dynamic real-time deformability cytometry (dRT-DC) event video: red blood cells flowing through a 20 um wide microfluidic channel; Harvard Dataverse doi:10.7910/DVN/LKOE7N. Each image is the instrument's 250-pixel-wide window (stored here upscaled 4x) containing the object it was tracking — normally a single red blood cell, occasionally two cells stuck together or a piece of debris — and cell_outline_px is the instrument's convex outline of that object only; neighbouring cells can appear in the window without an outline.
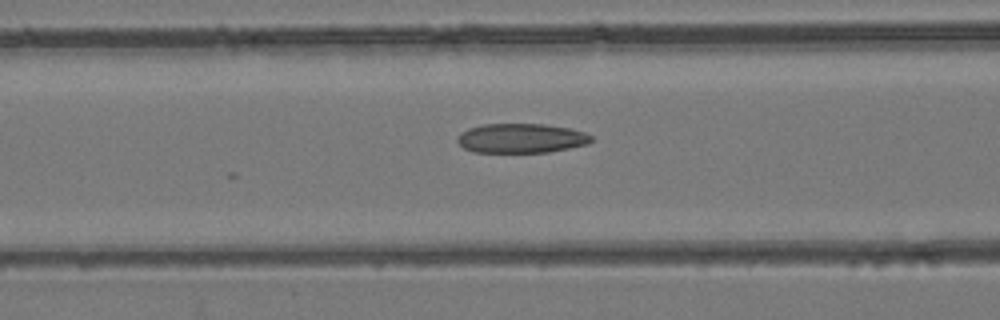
{"species": "common noctule bat (a hibernating species)", "species_latin": "Nyctalus noctula", "temperature_condition": "room temperature", "stored_images_in_passage": 6, "camera_frame_rate_fps": 3000, "um_per_image_px": 0.085, "animal": {"sex": "female", "body_mass_g": 24.6, "forearm_length_mm": 56.2}, "frame": {"image": 1, "passage_image": 4, "time_ms": 1.0, "image_size_px": [1000, 320], "cell_outline_px": [[592, 140], [588, 144], [548, 152], [472, 152], [464, 148], [456, 140], [456, 136], [460, 132], [468, 128], [484, 124], [544, 124], [572, 128], [584, 132], [592, 136]], "centroid_in_image_um": [44.28, 11.74], "position_along_channel_um": 122.3, "area_um2": 23.12}}